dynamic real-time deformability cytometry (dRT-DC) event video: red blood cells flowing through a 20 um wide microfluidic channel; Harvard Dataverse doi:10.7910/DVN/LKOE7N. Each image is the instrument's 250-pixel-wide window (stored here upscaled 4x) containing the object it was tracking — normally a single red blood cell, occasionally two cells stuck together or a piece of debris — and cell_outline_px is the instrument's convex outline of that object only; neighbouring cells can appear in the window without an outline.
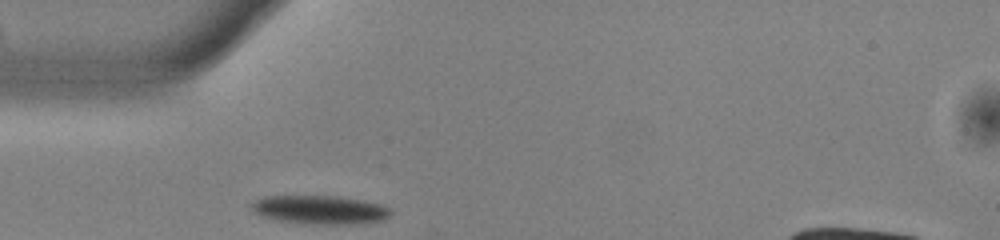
{"species": "common noctule bat (a hibernating species)", "species_latin": "Nyctalus noctula", "temperature_condition": "warm", "stored_images_in_passage": 13, "camera_frame_rate_fps": 3000, "um_per_image_px": 0.085, "animal": {"sex": "male", "body_mass_g": 13.0, "forearm_length_mm": 53.1}, "frame": {"image": 1, "passage_image": 1, "time_ms": 0.0, "image_size_px": [1000, 240], "cell_outline_px": [[392, 212], [384, 220], [352, 224], [304, 224], [272, 220], [260, 216], [252, 212], [248, 208], [248, 204], [264, 196], [340, 196], [380, 204], [388, 208]], "centroid_in_image_um": [27.08, 17.84], "position_along_channel_um": 57.9, "area_um2": 23.64}}
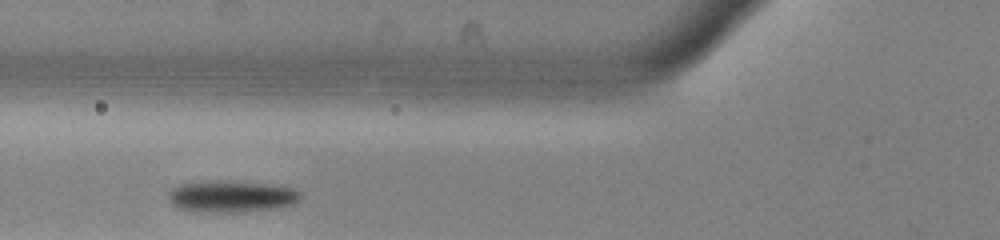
{"frame": {"image": 2, "passage_image": 5, "time_ms": 1.333, "image_size_px": [1000, 240], "cell_outline_px": [[304, 196], [300, 204], [284, 208], [252, 212], [196, 212], [176, 208], [168, 200], [168, 192], [172, 188], [180, 184], [192, 180], [236, 180], [276, 184], [296, 188], [304, 192]], "centroid_in_image_um": [19.8, 16.68], "position_along_channel_um": 106.0, "area_um2": 26.36}}